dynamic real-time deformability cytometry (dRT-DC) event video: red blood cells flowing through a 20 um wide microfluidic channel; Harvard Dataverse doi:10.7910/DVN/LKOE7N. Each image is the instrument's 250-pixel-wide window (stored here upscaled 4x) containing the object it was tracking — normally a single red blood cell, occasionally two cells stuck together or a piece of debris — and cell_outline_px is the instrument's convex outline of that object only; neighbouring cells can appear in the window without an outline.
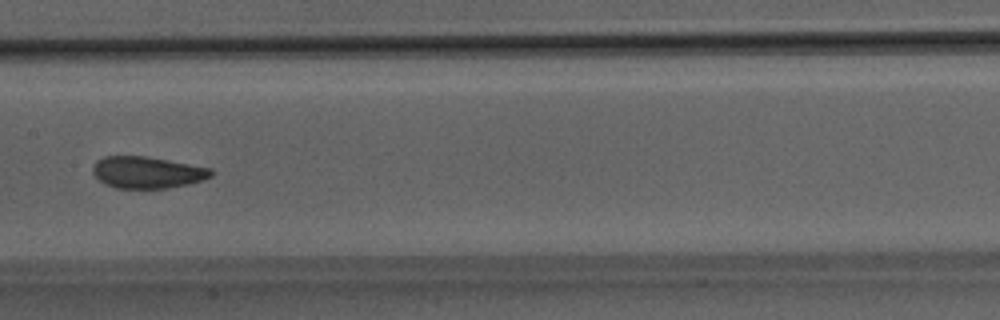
{"species": "Egyptian fruit bat (a non-hibernating species)", "species_latin": "Rousettus aegyptiacus", "temperature_condition": "room temperature", "stored_images_in_passage": 51, "camera_frame_rate_fps": 3000, "um_per_image_px": 0.085, "animal": {"sex": "male"}, "frame": {"image": 1, "passage_image": 26, "time_ms": 8.333, "image_size_px": [1000, 320], "cell_outline_px": [[216, 172], [212, 176], [204, 180], [188, 184], [168, 188], [116, 188], [104, 184], [92, 172], [92, 168], [96, 160], [104, 156], [148, 156], [212, 168]], "centroid_in_image_um": [12.55, 14.65], "position_along_channel_um": 194.9, "area_um2": 22.14}}
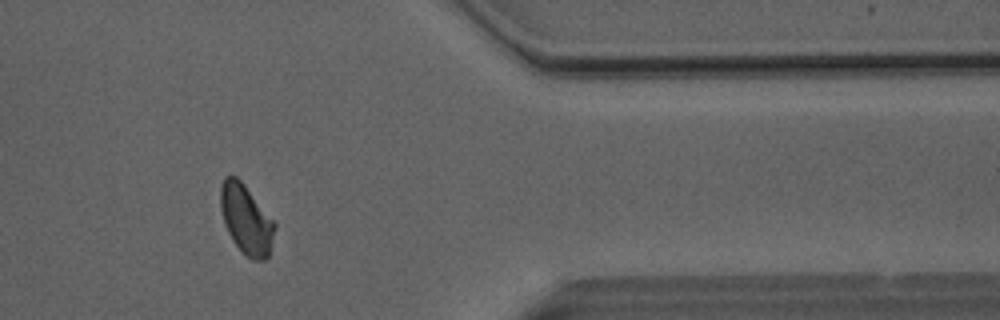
{"frame": {"image": 2, "passage_image": 42, "time_ms": 13.667, "image_size_px": [1000, 320], "cell_outline_px": [[276, 228], [268, 256], [264, 260], [252, 260], [244, 256], [232, 240], [224, 224], [220, 208], [220, 188], [224, 176], [236, 176], [244, 184], [276, 224]], "centroid_in_image_um": [20.91, 18.67], "position_along_channel_um": 390.5, "area_um2": 21.96}}
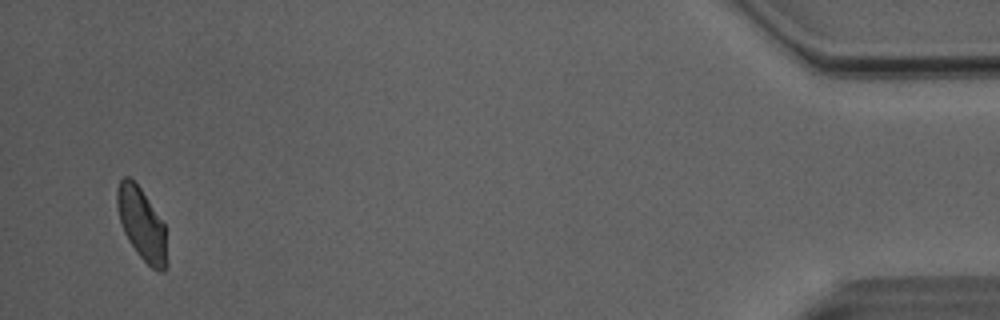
{"frame": {"image": 3, "passage_image": 49, "time_ms": 16.0, "image_size_px": [1000, 320], "cell_outline_px": [[168, 268], [164, 272], [160, 272], [152, 268], [136, 252], [128, 240], [124, 232], [120, 220], [116, 204], [116, 192], [120, 180], [124, 176], [128, 176], [140, 188], [164, 224], [168, 260]], "centroid_in_image_um": [12.06, 19.1], "position_along_channel_um": 423.1, "area_um2": 20.92}, "authors_computed_cell_mechanics": {"area_um2": 22.1374, "velocity_mm_per_s": 4.0597, "shape_relaxation_time_tau1_ms": 6.2799, "shape_relaxation_time_tau2_ms": 0.6026, "deformation_change_tau1": 0.1125, "deformation_change_tau2": 0.0375}}